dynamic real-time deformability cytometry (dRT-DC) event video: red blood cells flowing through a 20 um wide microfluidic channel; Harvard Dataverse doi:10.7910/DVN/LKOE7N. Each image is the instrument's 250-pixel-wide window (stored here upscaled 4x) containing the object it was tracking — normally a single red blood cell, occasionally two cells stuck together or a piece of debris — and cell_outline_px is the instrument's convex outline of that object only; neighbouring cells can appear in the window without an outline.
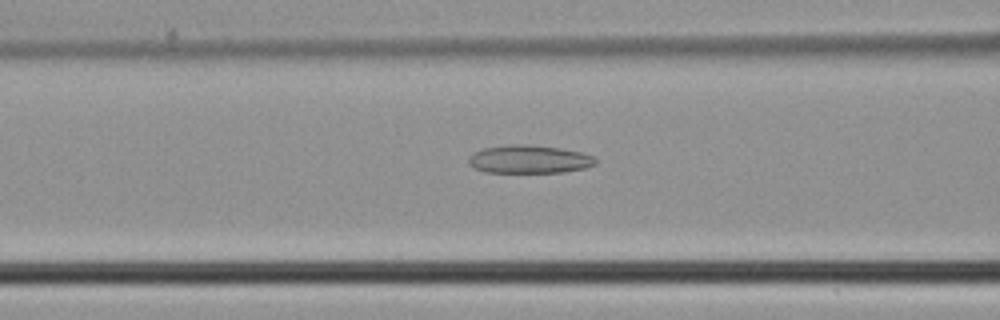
{"species": "common noctule bat (a hibernating species)", "species_latin": "Nyctalus noctula", "temperature_condition": "cold", "stored_images_in_passage": 26, "camera_frame_rate_fps": 3000, "um_per_image_px": 0.085, "animal": {"sex": "male", "body_mass_g": 21.5, "forearm_length_mm": 52.0}, "frame": {"image": 1, "passage_image": 7, "time_ms": 2.0, "image_size_px": [1000, 320], "cell_outline_px": [[596, 164], [584, 168], [564, 172], [484, 172], [472, 168], [468, 164], [468, 156], [472, 152], [484, 148], [508, 144], [528, 144], [560, 148], [580, 152], [592, 156], [596, 160]], "centroid_in_image_um": [44.91, 13.53], "position_along_channel_um": 121.7, "area_um2": 20.98}}
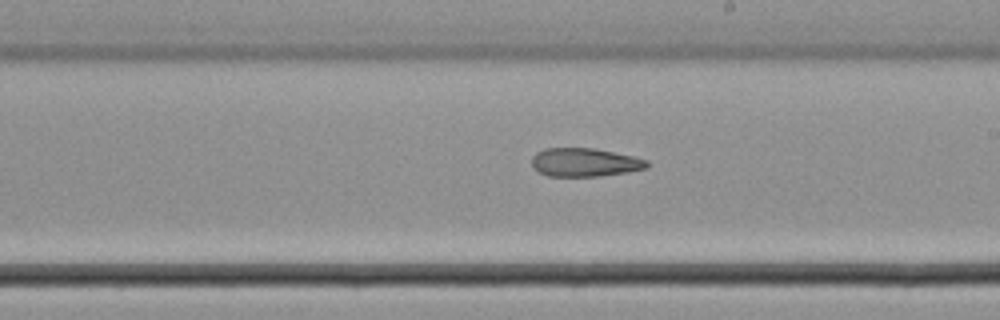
{"frame": {"image": 2, "passage_image": 15, "time_ms": 4.667, "image_size_px": [1000, 320], "cell_outline_px": [[648, 168], [628, 172], [600, 176], [548, 176], [540, 172], [532, 164], [532, 156], [536, 152], [544, 148], [592, 148], [632, 156], [648, 160]], "centroid_in_image_um": [49.71, 13.8], "position_along_channel_um": 239.3, "area_um2": 19.02}}
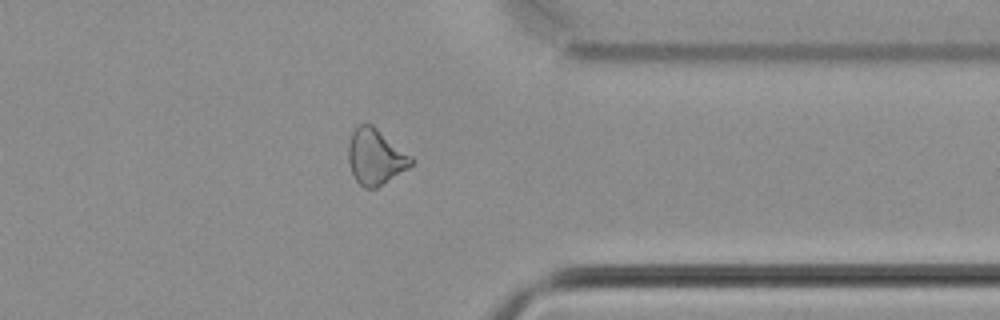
{"frame": {"image": 3, "passage_image": 25, "time_ms": 8.0, "image_size_px": [1000, 320], "cell_outline_px": [[412, 164], [408, 168], [376, 188], [364, 188], [356, 180], [352, 172], [348, 160], [348, 144], [352, 132], [360, 124], [372, 124], [412, 156]], "centroid_in_image_um": [31.9, 13.32], "position_along_channel_um": 379.5, "area_um2": 20.17}}